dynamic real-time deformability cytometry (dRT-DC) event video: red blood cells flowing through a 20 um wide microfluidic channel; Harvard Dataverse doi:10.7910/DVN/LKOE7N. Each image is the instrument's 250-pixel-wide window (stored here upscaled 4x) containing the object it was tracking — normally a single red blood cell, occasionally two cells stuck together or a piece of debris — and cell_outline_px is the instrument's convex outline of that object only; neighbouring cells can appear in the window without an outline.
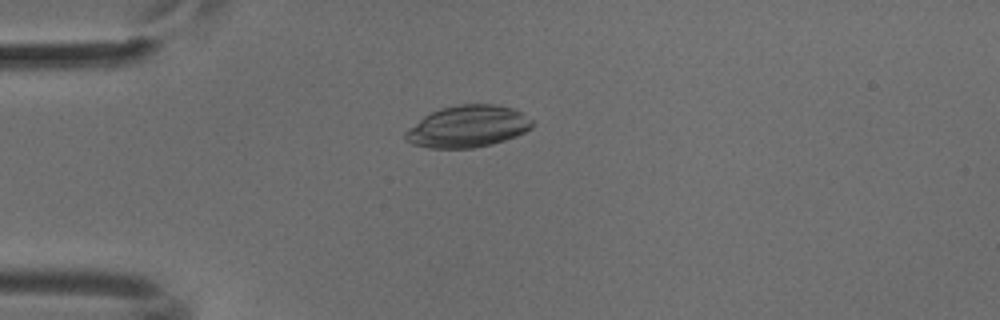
{"species": "common noctule bat (a hibernating species)", "species_latin": "Nyctalus noctula", "temperature_condition": "cold", "stored_images_in_passage": 38, "camera_frame_rate_fps": 3000, "um_per_image_px": 0.085, "animal": {"sex": "male", "body_mass_g": 18.8}, "frame": {"image": 1, "passage_image": 1, "time_ms": 0.0, "image_size_px": [1000, 320], "cell_outline_px": [[536, 124], [532, 128], [516, 136], [492, 144], [472, 148], [428, 148], [412, 144], [404, 140], [404, 132], [408, 128], [424, 116], [440, 108], [460, 104], [496, 104], [512, 108], [520, 112], [532, 120]], "centroid_in_image_um": [39.75, 10.75], "position_along_channel_um": 45.3, "area_um2": 31.04}}
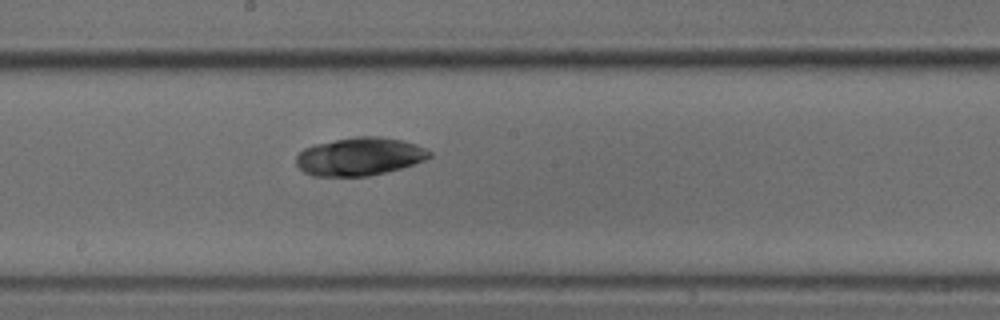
{"frame": {"image": 2, "passage_image": 16, "time_ms": 5.0, "image_size_px": [1000, 320], "cell_outline_px": [[432, 156], [424, 160], [400, 168], [368, 176], [312, 176], [304, 172], [296, 164], [296, 156], [304, 148], [316, 144], [356, 136], [380, 136], [404, 140], [416, 144], [432, 152]], "centroid_in_image_um": [30.57, 13.3], "position_along_channel_um": 217.6, "area_um2": 29.48}}
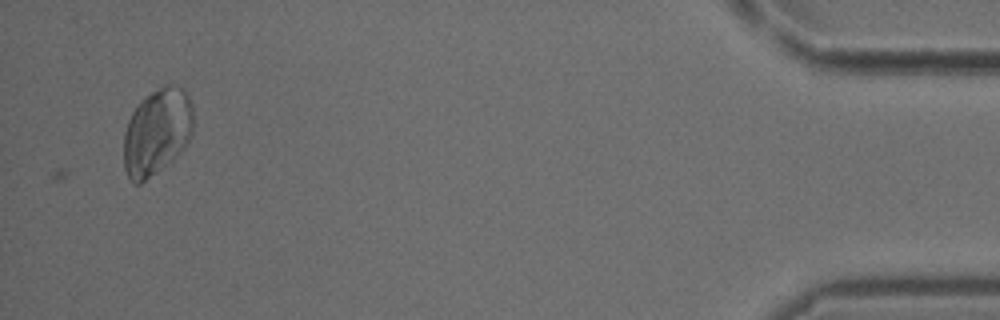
{"frame": {"image": 3, "passage_image": 38, "time_ms": 12.333, "image_size_px": [1000, 320], "cell_outline_px": [[192, 132], [188, 140], [180, 152], [172, 160], [140, 184], [136, 184], [128, 176], [124, 168], [124, 132], [128, 120], [132, 112], [140, 100], [164, 84], [172, 84], [184, 88], [188, 96], [192, 108]], "centroid_in_image_um": [13.32, 11.18], "position_along_channel_um": 421.9, "area_um2": 34.85}}